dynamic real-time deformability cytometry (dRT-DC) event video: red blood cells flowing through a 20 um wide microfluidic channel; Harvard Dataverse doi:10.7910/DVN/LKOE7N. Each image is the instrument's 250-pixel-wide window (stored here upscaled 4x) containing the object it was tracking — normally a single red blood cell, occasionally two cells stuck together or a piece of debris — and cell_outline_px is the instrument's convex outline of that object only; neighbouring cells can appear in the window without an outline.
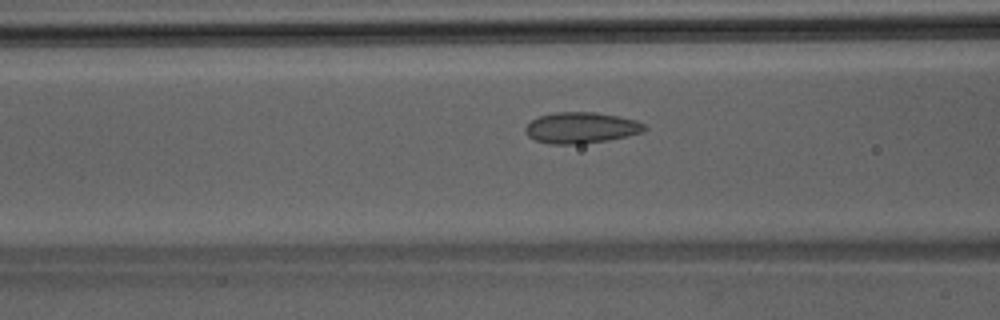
{"species": "Egyptian fruit bat (a non-hibernating species)", "species_latin": "Rousettus aegyptiacus", "temperature_condition": "room temperature", "stored_images_in_passage": 28, "camera_frame_rate_fps": 3000, "um_per_image_px": 0.085, "animal": {"sex": "male"}, "frame": {"image": 1, "passage_image": 5, "time_ms": 1.333, "image_size_px": [1000, 320], "cell_outline_px": [[648, 128], [644, 132], [608, 140], [580, 144], [548, 144], [536, 140], [528, 136], [524, 132], [524, 128], [532, 120], [540, 116], [556, 112], [596, 112], [636, 120], [644, 124]], "centroid_in_image_um": [49.39, 10.86], "position_along_channel_um": 117.2, "area_um2": 21.56}}
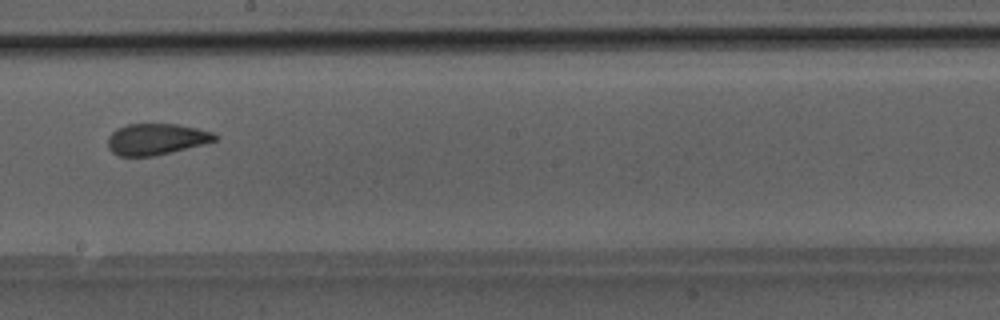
{"frame": {"image": 2, "passage_image": 13, "time_ms": 4.0, "image_size_px": [1000, 320], "cell_outline_px": [[216, 140], [204, 144], [152, 156], [120, 156], [112, 152], [108, 148], [108, 136], [116, 128], [128, 124], [176, 124], [196, 128], [212, 132], [216, 136]], "centroid_in_image_um": [13.23, 11.82], "position_along_channel_um": 235.0, "area_um2": 19.31}}